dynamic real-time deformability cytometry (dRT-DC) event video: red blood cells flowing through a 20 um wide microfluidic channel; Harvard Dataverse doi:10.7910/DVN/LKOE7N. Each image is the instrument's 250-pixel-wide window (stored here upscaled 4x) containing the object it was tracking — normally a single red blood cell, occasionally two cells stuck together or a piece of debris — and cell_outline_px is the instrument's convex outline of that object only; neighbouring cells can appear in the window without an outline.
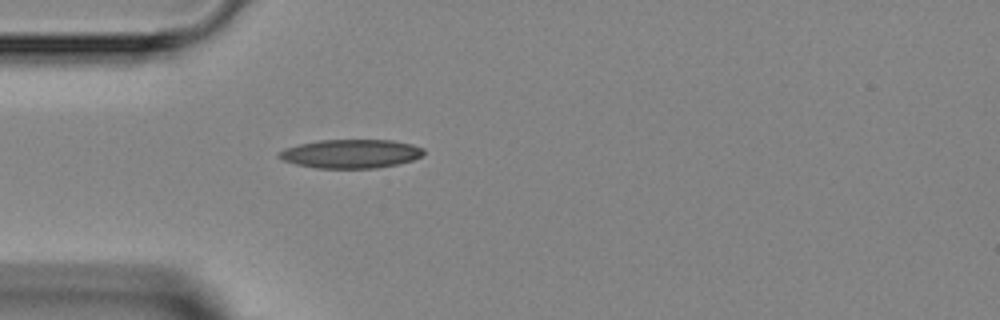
{"species": "Egyptian fruit bat (a non-hibernating species)", "species_latin": "Rousettus aegyptiacus", "temperature_condition": "room temperature", "stored_images_in_passage": 5, "camera_frame_rate_fps": 3000, "um_per_image_px": 0.085, "animal": {"sex": "female"}, "frame": {"image": 1, "passage_image": 5, "time_ms": 5.667, "image_size_px": [1000, 320], "cell_outline_px": [[424, 152], [420, 156], [412, 160], [396, 164], [376, 168], [316, 168], [296, 164], [284, 160], [276, 156], [276, 152], [284, 148], [300, 144], [320, 140], [392, 140], [412, 144], [424, 148]], "centroid_in_image_um": [29.79, 13.06], "position_along_channel_um": 55.2, "area_um2": 24.22}}